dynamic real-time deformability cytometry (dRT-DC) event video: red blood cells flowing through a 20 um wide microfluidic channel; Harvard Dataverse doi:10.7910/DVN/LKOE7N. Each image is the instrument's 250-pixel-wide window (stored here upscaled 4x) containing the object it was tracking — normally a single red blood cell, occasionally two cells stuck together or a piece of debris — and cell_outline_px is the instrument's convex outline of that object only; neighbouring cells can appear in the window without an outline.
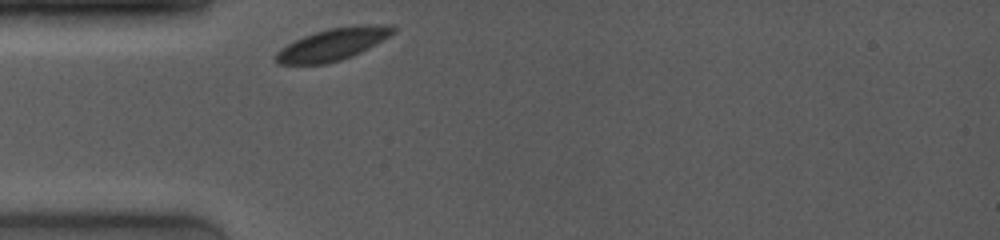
{"species": "common noctule bat (a hibernating species)", "species_latin": "Nyctalus noctula", "temperature_condition": "room temperature", "stored_images_in_passage": 3, "camera_frame_rate_fps": 4000, "um_per_image_px": 0.085, "animal": {"sex": "female", "body_mass_g": 19.0, "forearm_length_mm": 53.3}, "frame": {"image": 1, "passage_image": 1, "time_ms": 0.0, "image_size_px": [1000, 240], "cell_outline_px": [[396, 32], [360, 52], [352, 56], [340, 60], [324, 64], [276, 64], [272, 56], [280, 48], [304, 36], [328, 28], [368, 24], [392, 24], [396, 28]], "centroid_in_image_um": [28.27, 3.76], "position_along_channel_um": 56.7, "area_um2": 21.91}}